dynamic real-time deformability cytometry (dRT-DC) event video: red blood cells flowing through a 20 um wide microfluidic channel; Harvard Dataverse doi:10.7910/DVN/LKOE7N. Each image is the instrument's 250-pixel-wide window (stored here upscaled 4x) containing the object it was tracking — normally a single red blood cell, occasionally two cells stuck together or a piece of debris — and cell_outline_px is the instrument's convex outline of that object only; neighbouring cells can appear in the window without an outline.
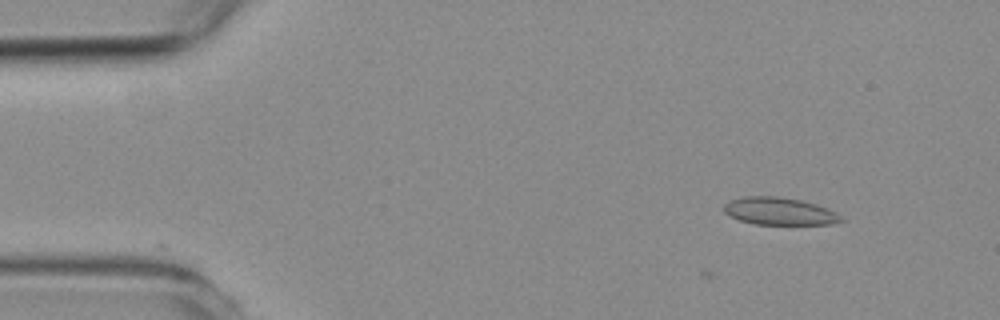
{"species": "common noctule bat (a hibernating species)", "species_latin": "Nyctalus noctula", "temperature_condition": "room temperature", "stored_images_in_passage": 3, "camera_frame_rate_fps": 3000, "um_per_image_px": 0.085, "animal": {"sex": "female", "body_mass_g": 19.3, "forearm_length_mm": 54.1}, "frame": {"image": 1, "passage_image": 3, "time_ms": 0.667, "image_size_px": [1000, 320], "cell_outline_px": [[844, 220], [832, 224], [756, 224], [740, 220], [724, 212], [724, 204], [728, 200], [744, 196], [776, 196], [800, 200], [816, 204], [836, 212]], "centroid_in_image_um": [66.23, 17.94], "position_along_channel_um": 18.8, "area_um2": 18.61}}